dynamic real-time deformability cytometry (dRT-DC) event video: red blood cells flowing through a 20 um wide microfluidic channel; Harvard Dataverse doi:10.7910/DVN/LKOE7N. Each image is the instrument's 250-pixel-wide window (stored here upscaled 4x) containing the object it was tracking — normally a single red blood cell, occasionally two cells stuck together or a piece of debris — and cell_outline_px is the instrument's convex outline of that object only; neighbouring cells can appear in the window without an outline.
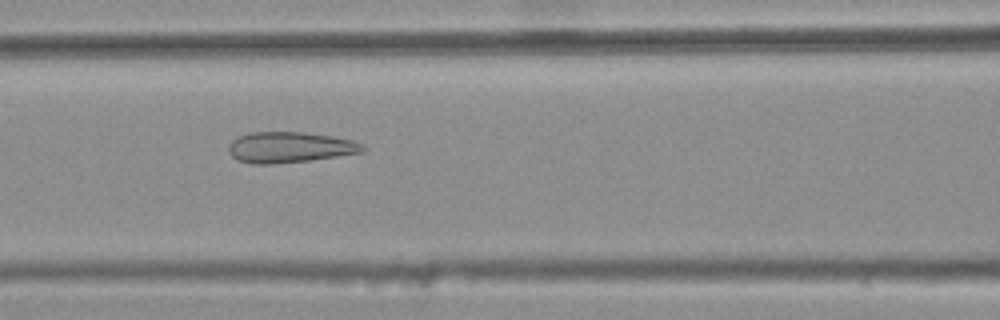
{"species": "common noctule bat (a hibernating species)", "species_latin": "Nyctalus noctula", "temperature_condition": "warm", "stored_images_in_passage": 33, "camera_frame_rate_fps": 3000, "um_per_image_px": 0.085, "animal": {"sex": "female", "body_mass_g": 25.1}, "frame": {"image": 1, "passage_image": 8, "time_ms": 2.333, "image_size_px": [1000, 320], "cell_outline_px": [[368, 148], [364, 152], [312, 160], [272, 164], [252, 164], [236, 160], [228, 152], [228, 144], [236, 136], [248, 132], [304, 132], [332, 136], [352, 140]], "centroid_in_image_um": [24.59, 12.52], "position_along_channel_um": 142.0, "area_um2": 24.39}}
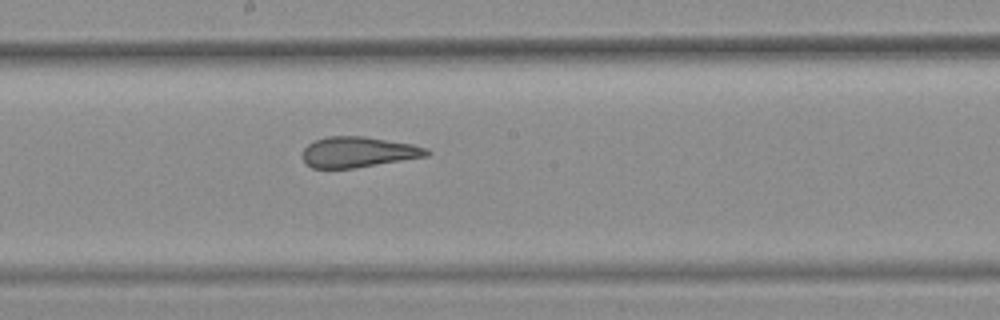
{"frame": {"image": 2, "passage_image": 14, "time_ms": 4.333, "image_size_px": [1000, 320], "cell_outline_px": [[432, 152], [428, 156], [356, 168], [312, 168], [304, 160], [304, 148], [308, 144], [316, 140], [328, 136], [364, 136], [412, 144], [428, 148]], "centroid_in_image_um": [30.5, 12.92], "position_along_channel_um": 217.7, "area_um2": 22.08}}
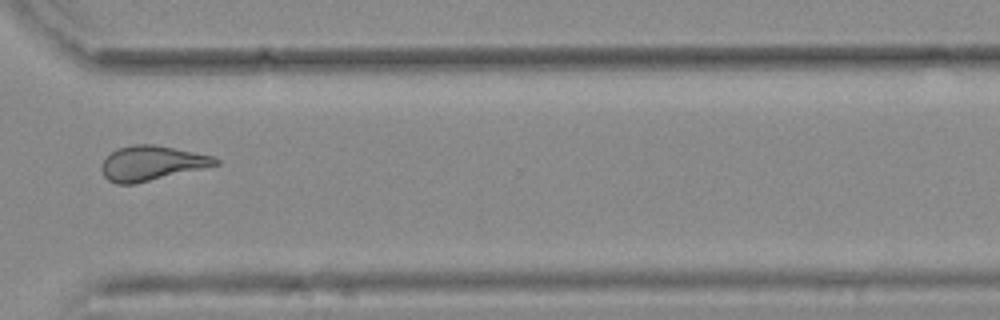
{"frame": {"image": 3, "passage_image": 25, "time_ms": 8.0, "image_size_px": [1000, 320], "cell_outline_px": [[220, 164], [132, 184], [116, 184], [108, 180], [104, 176], [100, 168], [104, 160], [116, 148], [136, 144], [156, 144], [212, 156], [220, 160]], "centroid_in_image_um": [12.86, 13.86], "position_along_channel_um": 357.7, "area_um2": 22.72}, "authors_computed_cell_mechanics": {"area_um2": 22.7154, "velocity_mm_per_s": 3.8044, "shape_relaxation_time_tau1_ms": null, "shape_relaxation_time_tau2_ms": 1.3664, "deformation_change_tau1": null, "deformation_change_tau2": 0.1166}}